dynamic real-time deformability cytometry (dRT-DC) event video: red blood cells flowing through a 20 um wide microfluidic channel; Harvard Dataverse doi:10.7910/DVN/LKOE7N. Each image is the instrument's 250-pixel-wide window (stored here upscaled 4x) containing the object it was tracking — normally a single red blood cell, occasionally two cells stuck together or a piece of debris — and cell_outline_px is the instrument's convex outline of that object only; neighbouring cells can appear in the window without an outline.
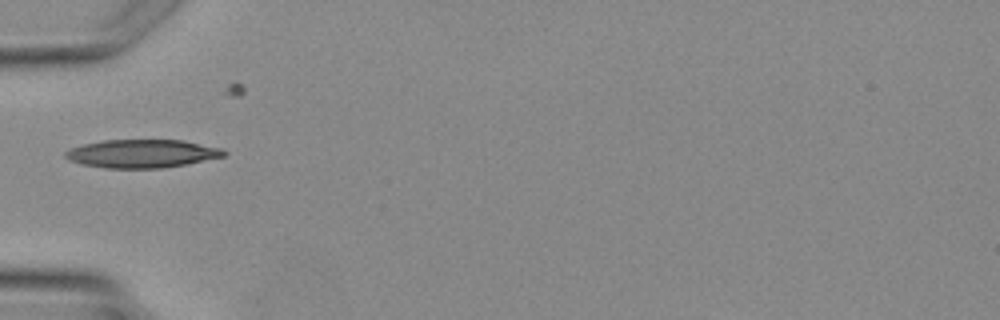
{"species": "Egyptian fruit bat (a non-hibernating species)", "species_latin": "Rousettus aegyptiacus", "temperature_condition": "warm", "stored_images_in_passage": 1, "camera_frame_rate_fps": 3000, "um_per_image_px": 0.085, "animal": {"sex": "female"}, "frame": {"image": 1, "passage_image": 1, "time_ms": 0.0, "image_size_px": [1000, 320], "cell_outline_px": [[228, 152], [224, 156], [184, 164], [160, 168], [104, 168], [80, 164], [68, 160], [64, 156], [64, 152], [72, 148], [84, 144], [104, 140], [184, 140], [224, 148]], "centroid_in_image_um": [12.07, 13.05], "position_along_channel_um": 72.9, "area_um2": 26.13}}